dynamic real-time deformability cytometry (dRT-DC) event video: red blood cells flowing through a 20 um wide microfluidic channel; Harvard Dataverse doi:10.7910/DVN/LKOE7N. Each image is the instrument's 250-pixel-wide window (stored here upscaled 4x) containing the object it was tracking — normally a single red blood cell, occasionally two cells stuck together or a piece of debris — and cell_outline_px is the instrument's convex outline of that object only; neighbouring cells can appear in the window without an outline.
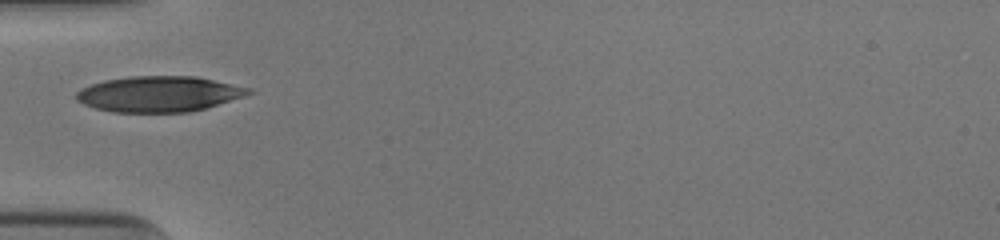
{"species": "human", "species_latin": "Homo sapiens", "temperature_condition": "cold", "stored_images_in_passage": 26, "camera_frame_rate_fps": 3000, "um_per_image_px": 0.085, "donor": {"sex": "male"}, "frame": {"image": 1, "passage_image": 1, "time_ms": 0.0, "image_size_px": [1000, 240], "cell_outline_px": [[256, 92], [244, 96], [204, 108], [188, 112], [112, 112], [96, 108], [84, 104], [76, 100], [76, 92], [80, 88], [104, 80], [128, 76], [196, 76], [252, 88]], "centroid_in_image_um": [13.51, 7.98], "position_along_channel_um": 71.5, "area_um2": 35.84}}
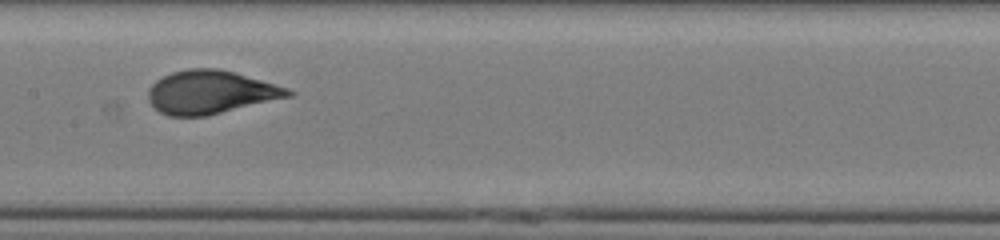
{"frame": {"image": 2, "passage_image": 10, "time_ms": 3.0, "image_size_px": [1000, 240], "cell_outline_px": [[296, 92], [292, 96], [208, 116], [168, 116], [160, 112], [148, 100], [148, 88], [156, 80], [172, 72], [188, 68], [216, 68], [236, 72], [288, 88]], "centroid_in_image_um": [17.91, 7.83], "position_along_channel_um": 189.5, "area_um2": 35.49}}
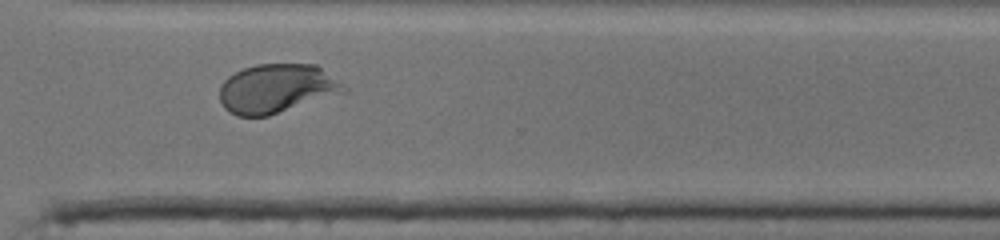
{"frame": {"image": 3, "passage_image": 22, "time_ms": 7.0, "image_size_px": [1000, 240], "cell_outline_px": [[348, 92], [268, 116], [236, 116], [228, 112], [224, 108], [220, 100], [220, 84], [228, 76], [244, 68], [256, 64], [316, 64], [348, 88]], "centroid_in_image_um": [23.52, 7.54], "position_along_channel_um": 347.1, "area_um2": 35.72}, "authors_computed_cell_mechanics": {"area_um2": 35.1424, "velocity_mm_per_s": 3.9385, "shape_relaxation_time_tau1_ms": 3.8918, "shape_relaxation_time_tau2_ms": null, "deformation_change_tau1": 0.1798, "deformation_change_tau2": null}}